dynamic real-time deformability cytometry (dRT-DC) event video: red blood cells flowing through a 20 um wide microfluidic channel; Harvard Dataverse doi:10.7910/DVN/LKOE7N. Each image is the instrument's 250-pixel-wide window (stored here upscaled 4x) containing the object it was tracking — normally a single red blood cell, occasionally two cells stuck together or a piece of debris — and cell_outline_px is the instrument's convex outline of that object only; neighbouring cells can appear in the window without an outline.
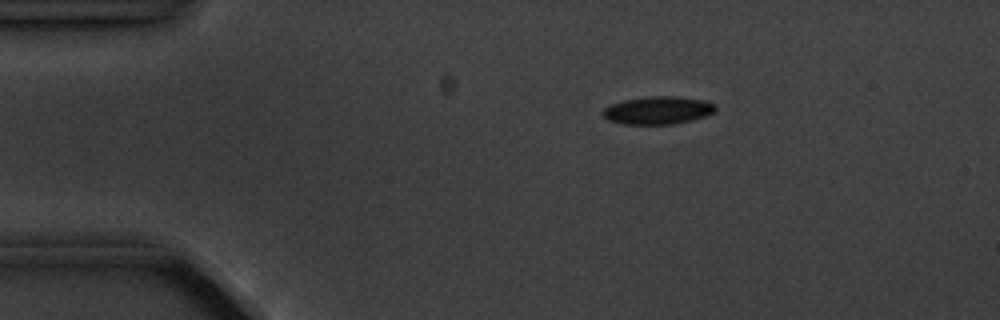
{"species": "common noctule bat (a hibernating species)", "species_latin": "Nyctalus noctula", "temperature_condition": "cold", "stored_images_in_passage": 4, "camera_frame_rate_fps": 3000, "um_per_image_px": 0.085, "animal": {"sex": "male", "body_mass_g": 20.1, "forearm_length_mm": 53.5}, "frame": {"image": 1, "passage_image": 3, "time_ms": 2.333, "image_size_px": [1000, 320], "cell_outline_px": [[716, 108], [712, 112], [704, 116], [692, 120], [672, 124], [624, 124], [608, 120], [600, 112], [604, 108], [612, 104], [624, 100], [648, 96], [676, 96], [704, 100], [716, 104]], "centroid_in_image_um": [55.9, 9.37], "position_along_channel_um": 29.1, "area_um2": 18.21}}